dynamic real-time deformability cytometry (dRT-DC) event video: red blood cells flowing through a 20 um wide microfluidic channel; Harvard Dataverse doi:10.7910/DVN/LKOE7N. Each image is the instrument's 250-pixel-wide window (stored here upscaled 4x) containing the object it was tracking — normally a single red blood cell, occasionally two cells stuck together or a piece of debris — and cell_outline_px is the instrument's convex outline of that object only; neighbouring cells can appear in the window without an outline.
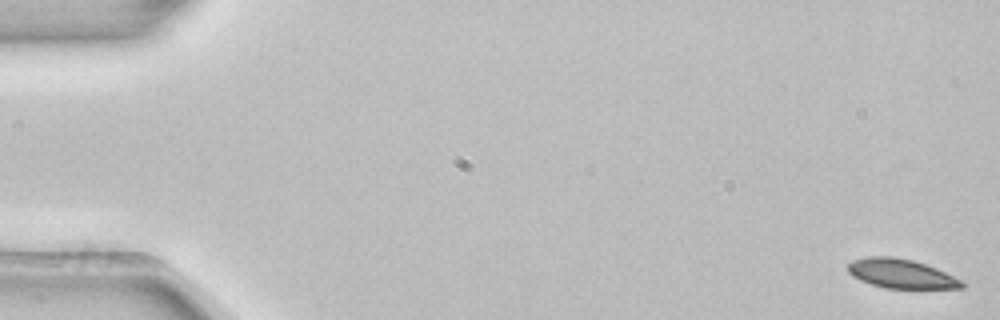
{"species": "common noctule bat (a hibernating species)", "species_latin": "Nyctalus noctula", "temperature_condition": "room temperature", "stored_images_in_passage": 4, "camera_frame_rate_fps": 3000, "um_per_image_px": 0.085, "animal": {"sex": "female", "body_mass_g": 22.7, "forearm_length_mm": 54.2}, "frame": {"image": 1, "passage_image": 1, "time_ms": 0.0, "image_size_px": [1000, 320], "cell_outline_px": [[964, 288], [884, 288], [860, 280], [852, 276], [848, 272], [848, 264], [852, 260], [868, 256], [892, 256], [912, 260], [936, 268], [964, 280]], "centroid_in_image_um": [76.6, 23.26], "position_along_channel_um": 8.4, "area_um2": 19.42}}